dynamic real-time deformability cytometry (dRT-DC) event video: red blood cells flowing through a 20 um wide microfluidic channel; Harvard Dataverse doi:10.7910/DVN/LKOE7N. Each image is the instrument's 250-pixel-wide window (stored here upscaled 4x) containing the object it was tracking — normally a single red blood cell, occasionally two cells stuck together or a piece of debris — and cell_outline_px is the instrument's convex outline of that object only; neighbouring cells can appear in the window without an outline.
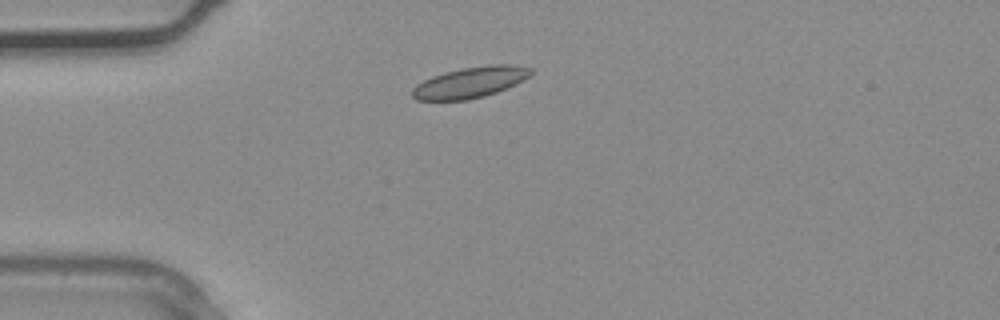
{"species": "common noctule bat (a hibernating species)", "species_latin": "Nyctalus noctula", "temperature_condition": "warm", "stored_images_in_passage": 28, "camera_frame_rate_fps": 3000, "um_per_image_px": 0.085, "animal": {"sex": "male", "body_mass_g": 20.4}, "frame": {"image": 1, "passage_image": 1, "time_ms": 0.0, "image_size_px": [1000, 320], "cell_outline_px": [[532, 72], [524, 80], [516, 84], [496, 92], [484, 96], [468, 100], [416, 100], [412, 96], [412, 88], [416, 84], [432, 76], [444, 72], [464, 68], [488, 64], [512, 64], [532, 68]], "centroid_in_image_um": [39.97, 7.0], "position_along_channel_um": 45.0, "area_um2": 21.39}}
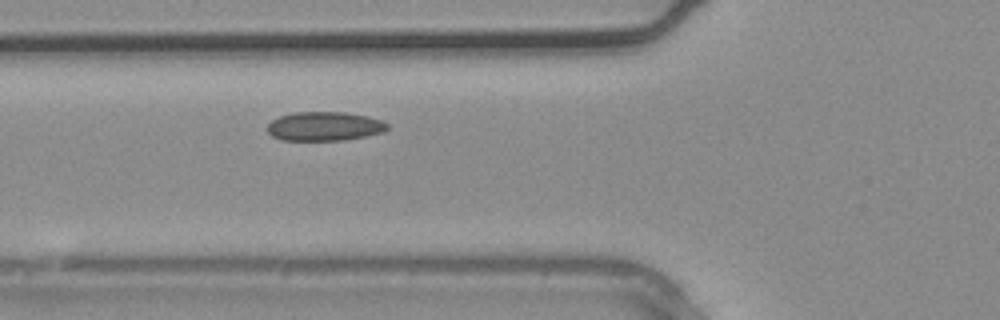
{"frame": {"image": 2, "passage_image": 5, "time_ms": 1.333, "image_size_px": [1000, 320], "cell_outline_px": [[388, 128], [384, 132], [344, 140], [280, 140], [272, 136], [268, 132], [268, 124], [272, 120], [280, 116], [296, 112], [344, 112], [368, 116], [380, 120], [388, 124]], "centroid_in_image_um": [27.57, 10.73], "position_along_channel_um": 98.2, "area_um2": 20.23}}